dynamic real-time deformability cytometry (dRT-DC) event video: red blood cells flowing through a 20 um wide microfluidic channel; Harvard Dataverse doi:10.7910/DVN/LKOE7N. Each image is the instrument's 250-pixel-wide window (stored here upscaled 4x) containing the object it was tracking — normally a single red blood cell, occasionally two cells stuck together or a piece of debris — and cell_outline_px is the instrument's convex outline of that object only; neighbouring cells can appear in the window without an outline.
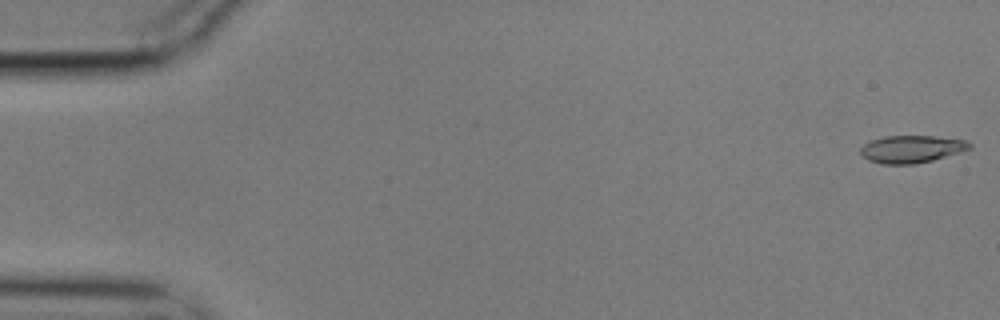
{"species": "common noctule bat (a hibernating species)", "species_latin": "Nyctalus noctula", "temperature_condition": "cold", "stored_images_in_passage": 53, "camera_frame_rate_fps": 3000, "um_per_image_px": 0.085, "animal": {"sex": "male", "body_mass_g": 17.9}, "frame": {"image": 1, "passage_image": 1, "time_ms": 0.0, "image_size_px": [1000, 320], "cell_outline_px": [[972, 148], [960, 152], [932, 160], [912, 164], [884, 164], [868, 160], [860, 156], [860, 148], [864, 144], [872, 140], [884, 136], [932, 136], [964, 140], [972, 144]], "centroid_in_image_um": [77.45, 12.67], "position_along_channel_um": 7.6, "area_um2": 17.34}}
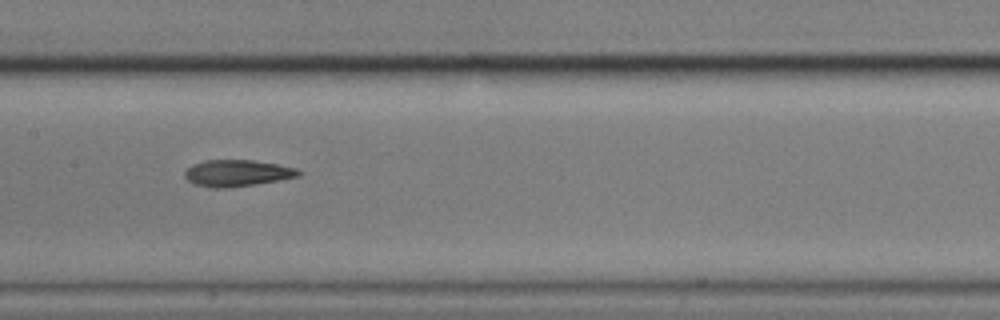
{"frame": {"image": 2, "passage_image": 28, "time_ms": 9.0, "image_size_px": [1000, 320], "cell_outline_px": [[304, 172], [300, 176], [280, 180], [256, 184], [228, 188], [212, 188], [196, 184], [188, 180], [184, 176], [184, 172], [192, 164], [204, 160], [252, 160], [276, 164], [296, 168]], "centroid_in_image_um": [20.18, 14.71], "position_along_channel_um": 187.2, "area_um2": 17.69}}
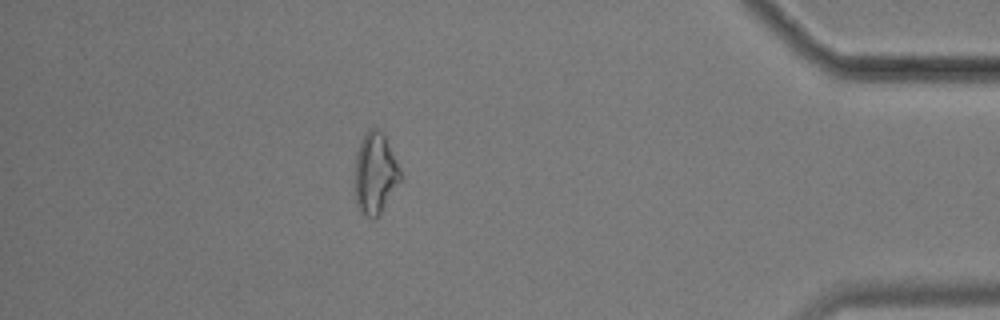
{"frame": {"image": 3, "passage_image": 50, "time_ms": 16.333, "image_size_px": [1000, 320], "cell_outline_px": [[400, 180], [376, 220], [372, 220], [364, 216], [360, 212], [356, 204], [356, 152], [368, 128], [380, 128], [396, 160], [400, 172]], "centroid_in_image_um": [31.87, 14.77], "position_along_channel_um": 403.3, "area_um2": 21.15}, "authors_computed_cell_mechanics": {"area_um2": 17.8024, "velocity_mm_per_s": 3.5221, "shape_relaxation_time_tau1_ms": 10.9285, "shape_relaxation_time_tau2_ms": 5.7554, "deformation_change_tau1": 0.2329, "deformation_change_tau2": 0.1302}}